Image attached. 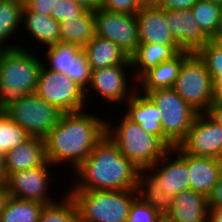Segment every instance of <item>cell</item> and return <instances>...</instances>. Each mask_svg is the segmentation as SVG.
Masks as SVG:
<instances>
[{"label":"cell","mask_w":222,"mask_h":222,"mask_svg":"<svg viewBox=\"0 0 222 222\" xmlns=\"http://www.w3.org/2000/svg\"><path fill=\"white\" fill-rule=\"evenodd\" d=\"M99 7L111 12L136 15L143 4L141 0H100Z\"/></svg>","instance_id":"cell-36"},{"label":"cell","mask_w":222,"mask_h":222,"mask_svg":"<svg viewBox=\"0 0 222 222\" xmlns=\"http://www.w3.org/2000/svg\"><path fill=\"white\" fill-rule=\"evenodd\" d=\"M190 54L191 52L181 51L170 60L151 68L138 80L137 89L141 93H149L156 89L173 88L182 62Z\"/></svg>","instance_id":"cell-23"},{"label":"cell","mask_w":222,"mask_h":222,"mask_svg":"<svg viewBox=\"0 0 222 222\" xmlns=\"http://www.w3.org/2000/svg\"><path fill=\"white\" fill-rule=\"evenodd\" d=\"M197 54L205 62L213 84L222 82V42L211 39Z\"/></svg>","instance_id":"cell-33"},{"label":"cell","mask_w":222,"mask_h":222,"mask_svg":"<svg viewBox=\"0 0 222 222\" xmlns=\"http://www.w3.org/2000/svg\"><path fill=\"white\" fill-rule=\"evenodd\" d=\"M22 32L39 43L43 49L60 42V23L52 16H45L31 11L25 4L22 10ZM44 46V47H43Z\"/></svg>","instance_id":"cell-21"},{"label":"cell","mask_w":222,"mask_h":222,"mask_svg":"<svg viewBox=\"0 0 222 222\" xmlns=\"http://www.w3.org/2000/svg\"><path fill=\"white\" fill-rule=\"evenodd\" d=\"M5 113L31 137L44 139L59 122L63 112L39 98L35 93L25 95Z\"/></svg>","instance_id":"cell-10"},{"label":"cell","mask_w":222,"mask_h":222,"mask_svg":"<svg viewBox=\"0 0 222 222\" xmlns=\"http://www.w3.org/2000/svg\"><path fill=\"white\" fill-rule=\"evenodd\" d=\"M35 94L63 113L88 108L85 91L79 85L64 73L52 71L43 64Z\"/></svg>","instance_id":"cell-8"},{"label":"cell","mask_w":222,"mask_h":222,"mask_svg":"<svg viewBox=\"0 0 222 222\" xmlns=\"http://www.w3.org/2000/svg\"><path fill=\"white\" fill-rule=\"evenodd\" d=\"M198 0H163L160 7L164 10H186L192 9Z\"/></svg>","instance_id":"cell-38"},{"label":"cell","mask_w":222,"mask_h":222,"mask_svg":"<svg viewBox=\"0 0 222 222\" xmlns=\"http://www.w3.org/2000/svg\"><path fill=\"white\" fill-rule=\"evenodd\" d=\"M23 45L3 49L0 55V112L25 95L34 94L43 60Z\"/></svg>","instance_id":"cell-3"},{"label":"cell","mask_w":222,"mask_h":222,"mask_svg":"<svg viewBox=\"0 0 222 222\" xmlns=\"http://www.w3.org/2000/svg\"><path fill=\"white\" fill-rule=\"evenodd\" d=\"M47 161L44 139L30 137L5 155V178L17 171L43 165Z\"/></svg>","instance_id":"cell-19"},{"label":"cell","mask_w":222,"mask_h":222,"mask_svg":"<svg viewBox=\"0 0 222 222\" xmlns=\"http://www.w3.org/2000/svg\"><path fill=\"white\" fill-rule=\"evenodd\" d=\"M96 35L113 41L130 57L140 45L136 15L107 11H94Z\"/></svg>","instance_id":"cell-13"},{"label":"cell","mask_w":222,"mask_h":222,"mask_svg":"<svg viewBox=\"0 0 222 222\" xmlns=\"http://www.w3.org/2000/svg\"><path fill=\"white\" fill-rule=\"evenodd\" d=\"M136 18L140 44L178 45L167 25L165 10L160 6H143Z\"/></svg>","instance_id":"cell-17"},{"label":"cell","mask_w":222,"mask_h":222,"mask_svg":"<svg viewBox=\"0 0 222 222\" xmlns=\"http://www.w3.org/2000/svg\"><path fill=\"white\" fill-rule=\"evenodd\" d=\"M10 198L8 188L4 179H0V216L2 215L7 201Z\"/></svg>","instance_id":"cell-40"},{"label":"cell","mask_w":222,"mask_h":222,"mask_svg":"<svg viewBox=\"0 0 222 222\" xmlns=\"http://www.w3.org/2000/svg\"><path fill=\"white\" fill-rule=\"evenodd\" d=\"M188 170L190 189L208 197L222 176V160L188 154Z\"/></svg>","instance_id":"cell-20"},{"label":"cell","mask_w":222,"mask_h":222,"mask_svg":"<svg viewBox=\"0 0 222 222\" xmlns=\"http://www.w3.org/2000/svg\"><path fill=\"white\" fill-rule=\"evenodd\" d=\"M143 6H160L163 0H141Z\"/></svg>","instance_id":"cell-46"},{"label":"cell","mask_w":222,"mask_h":222,"mask_svg":"<svg viewBox=\"0 0 222 222\" xmlns=\"http://www.w3.org/2000/svg\"><path fill=\"white\" fill-rule=\"evenodd\" d=\"M158 222H176L168 216H160Z\"/></svg>","instance_id":"cell-48"},{"label":"cell","mask_w":222,"mask_h":222,"mask_svg":"<svg viewBox=\"0 0 222 222\" xmlns=\"http://www.w3.org/2000/svg\"><path fill=\"white\" fill-rule=\"evenodd\" d=\"M96 35L94 10L86 9L77 18L60 23V42L76 44L82 48Z\"/></svg>","instance_id":"cell-27"},{"label":"cell","mask_w":222,"mask_h":222,"mask_svg":"<svg viewBox=\"0 0 222 222\" xmlns=\"http://www.w3.org/2000/svg\"><path fill=\"white\" fill-rule=\"evenodd\" d=\"M60 0H24V4L33 12L52 16V11Z\"/></svg>","instance_id":"cell-37"},{"label":"cell","mask_w":222,"mask_h":222,"mask_svg":"<svg viewBox=\"0 0 222 222\" xmlns=\"http://www.w3.org/2000/svg\"><path fill=\"white\" fill-rule=\"evenodd\" d=\"M129 69L131 72V64H121L92 70L91 83L85 92L86 102L88 101L87 99H90L89 97L92 98L91 95L95 94L96 96L98 94V98L106 103H116L120 105L119 108L122 103V107H124L123 104L132 98L138 90V81L135 79L133 73L129 76ZM90 91L93 94H90Z\"/></svg>","instance_id":"cell-9"},{"label":"cell","mask_w":222,"mask_h":222,"mask_svg":"<svg viewBox=\"0 0 222 222\" xmlns=\"http://www.w3.org/2000/svg\"><path fill=\"white\" fill-rule=\"evenodd\" d=\"M208 222H222V206L209 208Z\"/></svg>","instance_id":"cell-43"},{"label":"cell","mask_w":222,"mask_h":222,"mask_svg":"<svg viewBox=\"0 0 222 222\" xmlns=\"http://www.w3.org/2000/svg\"><path fill=\"white\" fill-rule=\"evenodd\" d=\"M31 136L5 112H0V150L5 154Z\"/></svg>","instance_id":"cell-32"},{"label":"cell","mask_w":222,"mask_h":222,"mask_svg":"<svg viewBox=\"0 0 222 222\" xmlns=\"http://www.w3.org/2000/svg\"><path fill=\"white\" fill-rule=\"evenodd\" d=\"M208 199L192 189L176 194L168 214L176 222H208Z\"/></svg>","instance_id":"cell-22"},{"label":"cell","mask_w":222,"mask_h":222,"mask_svg":"<svg viewBox=\"0 0 222 222\" xmlns=\"http://www.w3.org/2000/svg\"><path fill=\"white\" fill-rule=\"evenodd\" d=\"M210 106H222V82L214 83L213 101Z\"/></svg>","instance_id":"cell-42"},{"label":"cell","mask_w":222,"mask_h":222,"mask_svg":"<svg viewBox=\"0 0 222 222\" xmlns=\"http://www.w3.org/2000/svg\"><path fill=\"white\" fill-rule=\"evenodd\" d=\"M181 51L179 45L140 44L129 57L135 79L138 81L151 68L170 60Z\"/></svg>","instance_id":"cell-24"},{"label":"cell","mask_w":222,"mask_h":222,"mask_svg":"<svg viewBox=\"0 0 222 222\" xmlns=\"http://www.w3.org/2000/svg\"><path fill=\"white\" fill-rule=\"evenodd\" d=\"M207 199L209 208L222 206V176L214 185V188L212 189Z\"/></svg>","instance_id":"cell-39"},{"label":"cell","mask_w":222,"mask_h":222,"mask_svg":"<svg viewBox=\"0 0 222 222\" xmlns=\"http://www.w3.org/2000/svg\"><path fill=\"white\" fill-rule=\"evenodd\" d=\"M23 6L24 0H0V47L4 49L21 48V44H25L24 41L23 43L19 41L20 44L17 40L14 41V36H18V31H22ZM12 37L14 42L11 45L9 39ZM16 42L17 44H14Z\"/></svg>","instance_id":"cell-28"},{"label":"cell","mask_w":222,"mask_h":222,"mask_svg":"<svg viewBox=\"0 0 222 222\" xmlns=\"http://www.w3.org/2000/svg\"><path fill=\"white\" fill-rule=\"evenodd\" d=\"M44 204L10 197L0 216V222H38Z\"/></svg>","instance_id":"cell-30"},{"label":"cell","mask_w":222,"mask_h":222,"mask_svg":"<svg viewBox=\"0 0 222 222\" xmlns=\"http://www.w3.org/2000/svg\"><path fill=\"white\" fill-rule=\"evenodd\" d=\"M112 123L109 118L106 134L120 152L140 170L151 167L170 150L157 136L145 132L139 124L124 114L116 125Z\"/></svg>","instance_id":"cell-4"},{"label":"cell","mask_w":222,"mask_h":222,"mask_svg":"<svg viewBox=\"0 0 222 222\" xmlns=\"http://www.w3.org/2000/svg\"><path fill=\"white\" fill-rule=\"evenodd\" d=\"M146 94L161 111L163 143L173 149L187 136L198 112L173 88L156 89Z\"/></svg>","instance_id":"cell-6"},{"label":"cell","mask_w":222,"mask_h":222,"mask_svg":"<svg viewBox=\"0 0 222 222\" xmlns=\"http://www.w3.org/2000/svg\"><path fill=\"white\" fill-rule=\"evenodd\" d=\"M146 170L159 182L163 191L170 196L174 197L176 194L190 189L188 154L179 146L170 149Z\"/></svg>","instance_id":"cell-15"},{"label":"cell","mask_w":222,"mask_h":222,"mask_svg":"<svg viewBox=\"0 0 222 222\" xmlns=\"http://www.w3.org/2000/svg\"><path fill=\"white\" fill-rule=\"evenodd\" d=\"M47 50V51H46ZM43 65L56 72L64 73L85 92L91 83L92 70L81 46L57 43L45 48Z\"/></svg>","instance_id":"cell-12"},{"label":"cell","mask_w":222,"mask_h":222,"mask_svg":"<svg viewBox=\"0 0 222 222\" xmlns=\"http://www.w3.org/2000/svg\"><path fill=\"white\" fill-rule=\"evenodd\" d=\"M139 171L106 134L72 172L75 179L66 190L136 189Z\"/></svg>","instance_id":"cell-2"},{"label":"cell","mask_w":222,"mask_h":222,"mask_svg":"<svg viewBox=\"0 0 222 222\" xmlns=\"http://www.w3.org/2000/svg\"><path fill=\"white\" fill-rule=\"evenodd\" d=\"M86 9L72 0H60L52 11V17L59 23L80 16Z\"/></svg>","instance_id":"cell-35"},{"label":"cell","mask_w":222,"mask_h":222,"mask_svg":"<svg viewBox=\"0 0 222 222\" xmlns=\"http://www.w3.org/2000/svg\"><path fill=\"white\" fill-rule=\"evenodd\" d=\"M74 199L80 222H124L137 198L130 190H66Z\"/></svg>","instance_id":"cell-5"},{"label":"cell","mask_w":222,"mask_h":222,"mask_svg":"<svg viewBox=\"0 0 222 222\" xmlns=\"http://www.w3.org/2000/svg\"><path fill=\"white\" fill-rule=\"evenodd\" d=\"M136 192L137 198L151 206L160 216H168L174 197L164 192L159 182L146 169L138 173Z\"/></svg>","instance_id":"cell-26"},{"label":"cell","mask_w":222,"mask_h":222,"mask_svg":"<svg viewBox=\"0 0 222 222\" xmlns=\"http://www.w3.org/2000/svg\"><path fill=\"white\" fill-rule=\"evenodd\" d=\"M126 105V106H125ZM124 115L139 124L145 132L157 136L163 142L161 111L146 95L137 90L133 97L124 103Z\"/></svg>","instance_id":"cell-18"},{"label":"cell","mask_w":222,"mask_h":222,"mask_svg":"<svg viewBox=\"0 0 222 222\" xmlns=\"http://www.w3.org/2000/svg\"><path fill=\"white\" fill-rule=\"evenodd\" d=\"M58 200L43 206L38 222H80L74 199L66 190Z\"/></svg>","instance_id":"cell-29"},{"label":"cell","mask_w":222,"mask_h":222,"mask_svg":"<svg viewBox=\"0 0 222 222\" xmlns=\"http://www.w3.org/2000/svg\"><path fill=\"white\" fill-rule=\"evenodd\" d=\"M91 70L121 64H131L130 58L113 41L95 35L83 47Z\"/></svg>","instance_id":"cell-25"},{"label":"cell","mask_w":222,"mask_h":222,"mask_svg":"<svg viewBox=\"0 0 222 222\" xmlns=\"http://www.w3.org/2000/svg\"><path fill=\"white\" fill-rule=\"evenodd\" d=\"M173 89L198 113L208 110L213 101L214 84L197 53H191L182 62Z\"/></svg>","instance_id":"cell-7"},{"label":"cell","mask_w":222,"mask_h":222,"mask_svg":"<svg viewBox=\"0 0 222 222\" xmlns=\"http://www.w3.org/2000/svg\"><path fill=\"white\" fill-rule=\"evenodd\" d=\"M52 168L53 165L47 160L41 166L10 173L4 179L10 197L37 201L44 205L57 201V198L50 196L51 192L48 190L52 188V182L56 181V178L52 177L54 173L51 174Z\"/></svg>","instance_id":"cell-11"},{"label":"cell","mask_w":222,"mask_h":222,"mask_svg":"<svg viewBox=\"0 0 222 222\" xmlns=\"http://www.w3.org/2000/svg\"><path fill=\"white\" fill-rule=\"evenodd\" d=\"M178 146L191 156L222 160V126L206 113H198L186 138Z\"/></svg>","instance_id":"cell-14"},{"label":"cell","mask_w":222,"mask_h":222,"mask_svg":"<svg viewBox=\"0 0 222 222\" xmlns=\"http://www.w3.org/2000/svg\"><path fill=\"white\" fill-rule=\"evenodd\" d=\"M3 49H4V48L0 47V55H1V52H2Z\"/></svg>","instance_id":"cell-50"},{"label":"cell","mask_w":222,"mask_h":222,"mask_svg":"<svg viewBox=\"0 0 222 222\" xmlns=\"http://www.w3.org/2000/svg\"><path fill=\"white\" fill-rule=\"evenodd\" d=\"M191 10L201 30L214 39L219 30L222 5L198 0Z\"/></svg>","instance_id":"cell-31"},{"label":"cell","mask_w":222,"mask_h":222,"mask_svg":"<svg viewBox=\"0 0 222 222\" xmlns=\"http://www.w3.org/2000/svg\"><path fill=\"white\" fill-rule=\"evenodd\" d=\"M81 4L85 9L97 10L100 6V0H72Z\"/></svg>","instance_id":"cell-44"},{"label":"cell","mask_w":222,"mask_h":222,"mask_svg":"<svg viewBox=\"0 0 222 222\" xmlns=\"http://www.w3.org/2000/svg\"><path fill=\"white\" fill-rule=\"evenodd\" d=\"M170 33L183 51L197 53L211 39L201 30L191 9L165 10Z\"/></svg>","instance_id":"cell-16"},{"label":"cell","mask_w":222,"mask_h":222,"mask_svg":"<svg viewBox=\"0 0 222 222\" xmlns=\"http://www.w3.org/2000/svg\"><path fill=\"white\" fill-rule=\"evenodd\" d=\"M214 40H222V10H221V17H220V24H219L218 34L214 38Z\"/></svg>","instance_id":"cell-47"},{"label":"cell","mask_w":222,"mask_h":222,"mask_svg":"<svg viewBox=\"0 0 222 222\" xmlns=\"http://www.w3.org/2000/svg\"><path fill=\"white\" fill-rule=\"evenodd\" d=\"M85 110L63 113L44 138L46 159L55 168L69 164L73 172L106 135V117Z\"/></svg>","instance_id":"cell-1"},{"label":"cell","mask_w":222,"mask_h":222,"mask_svg":"<svg viewBox=\"0 0 222 222\" xmlns=\"http://www.w3.org/2000/svg\"><path fill=\"white\" fill-rule=\"evenodd\" d=\"M129 222H158L160 215L148 204L136 198L129 211Z\"/></svg>","instance_id":"cell-34"},{"label":"cell","mask_w":222,"mask_h":222,"mask_svg":"<svg viewBox=\"0 0 222 222\" xmlns=\"http://www.w3.org/2000/svg\"><path fill=\"white\" fill-rule=\"evenodd\" d=\"M213 121L222 126V106H209L205 112Z\"/></svg>","instance_id":"cell-41"},{"label":"cell","mask_w":222,"mask_h":222,"mask_svg":"<svg viewBox=\"0 0 222 222\" xmlns=\"http://www.w3.org/2000/svg\"><path fill=\"white\" fill-rule=\"evenodd\" d=\"M203 1H208L210 3H216V4H219V5H222V0H203Z\"/></svg>","instance_id":"cell-49"},{"label":"cell","mask_w":222,"mask_h":222,"mask_svg":"<svg viewBox=\"0 0 222 222\" xmlns=\"http://www.w3.org/2000/svg\"><path fill=\"white\" fill-rule=\"evenodd\" d=\"M5 153L0 150V179H5Z\"/></svg>","instance_id":"cell-45"}]
</instances>
